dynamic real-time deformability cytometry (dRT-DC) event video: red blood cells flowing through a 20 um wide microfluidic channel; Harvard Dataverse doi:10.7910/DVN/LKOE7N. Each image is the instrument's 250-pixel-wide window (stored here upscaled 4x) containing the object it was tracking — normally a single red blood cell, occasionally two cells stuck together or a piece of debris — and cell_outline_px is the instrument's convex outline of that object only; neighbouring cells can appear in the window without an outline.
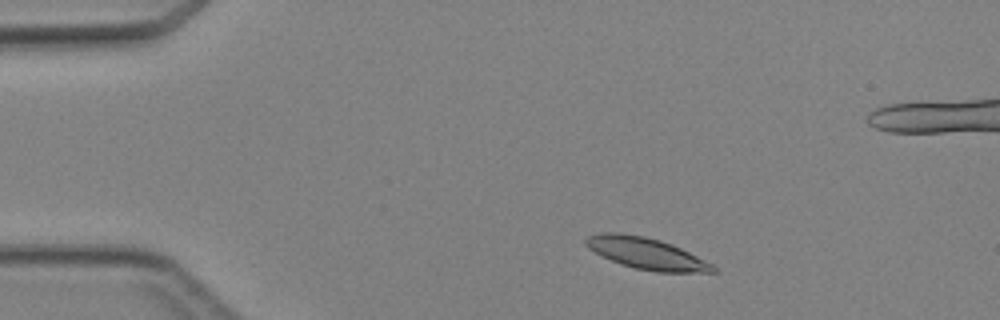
{"species": "Egyptian fruit bat (a non-hibernating species)", "species_latin": "Rousettus aegyptiacus", "temperature_condition": "cold", "stored_images_in_passage": 4, "camera_frame_rate_fps": 3000, "um_per_image_px": 0.085, "animal": {"sex": "female"}, "frame": {"image": 1, "passage_image": 2, "time_ms": 1.0, "image_size_px": [1000, 320], "cell_outline_px": [[716, 272], [656, 272], [636, 268], [612, 260], [588, 248], [584, 244], [584, 240], [588, 236], [600, 232], [620, 232], [644, 236], [660, 240], [672, 244], [712, 264], [716, 268]], "centroid_in_image_um": [54.92, 21.52], "position_along_channel_um": 30.1, "area_um2": 23.0}}